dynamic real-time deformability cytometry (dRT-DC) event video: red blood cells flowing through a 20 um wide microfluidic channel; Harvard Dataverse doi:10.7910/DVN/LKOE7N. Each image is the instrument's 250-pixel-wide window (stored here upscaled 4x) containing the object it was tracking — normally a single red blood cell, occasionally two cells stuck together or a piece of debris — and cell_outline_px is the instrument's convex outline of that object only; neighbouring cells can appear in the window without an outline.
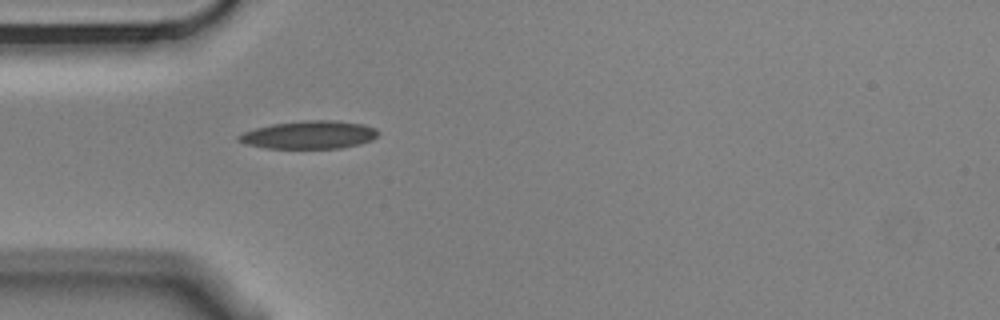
{"species": "Egyptian fruit bat (a non-hibernating species)", "species_latin": "Rousettus aegyptiacus", "temperature_condition": "cold", "stored_images_in_passage": 1, "camera_frame_rate_fps": 3000, "um_per_image_px": 0.085, "animal": {"sex": "male"}, "frame": {"image": 1, "passage_image": 1, "time_ms": 0.0, "image_size_px": [1000, 320], "cell_outline_px": [[380, 132], [372, 140], [360, 144], [340, 148], [264, 148], [244, 144], [236, 140], [236, 136], [244, 132], [256, 128], [272, 124], [304, 120], [336, 120], [364, 124], [376, 128]], "centroid_in_image_um": [26.28, 11.46], "position_along_channel_um": 58.7, "area_um2": 22.95}}